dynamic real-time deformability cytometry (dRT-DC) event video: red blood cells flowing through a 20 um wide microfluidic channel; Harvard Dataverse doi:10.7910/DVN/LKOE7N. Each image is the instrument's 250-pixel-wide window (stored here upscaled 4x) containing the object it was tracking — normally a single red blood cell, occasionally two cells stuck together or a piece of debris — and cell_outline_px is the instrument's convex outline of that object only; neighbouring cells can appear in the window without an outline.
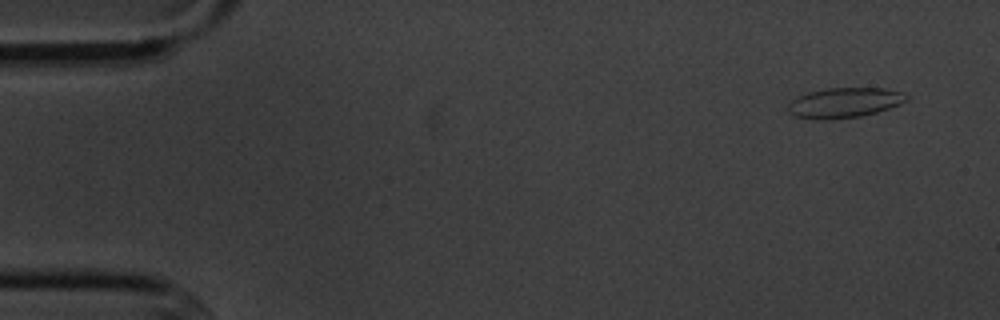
{"species": "common noctule bat (a hibernating species)", "species_latin": "Nyctalus noctula", "temperature_condition": "cold", "stored_images_in_passage": 5, "camera_frame_rate_fps": 3000, "um_per_image_px": 0.085, "animal": {"sex": "male", "body_mass_g": 20.1, "forearm_length_mm": 53.5}, "frame": {"image": 1, "passage_image": 1, "time_ms": 0.0, "image_size_px": [1000, 320], "cell_outline_px": [[908, 100], [900, 104], [876, 112], [860, 116], [828, 120], [812, 120], [796, 116], [788, 112], [788, 104], [792, 100], [808, 92], [828, 88], [884, 88], [900, 92], [908, 96]], "centroid_in_image_um": [71.75, 8.74], "position_along_channel_um": 13.3, "area_um2": 20.69}}
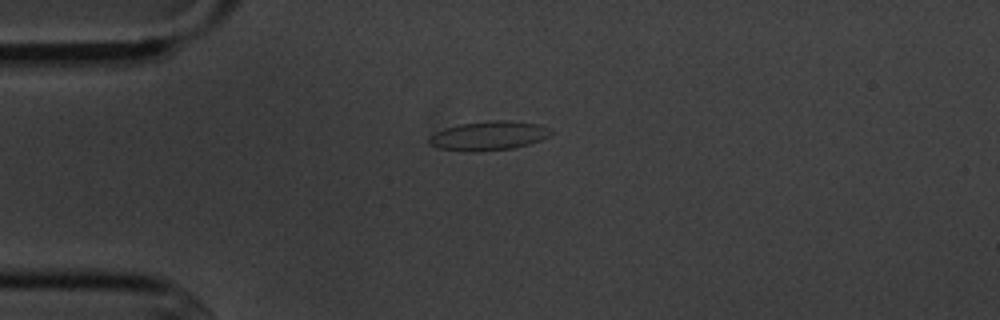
{"frame": {"image": 2, "passage_image": 4, "time_ms": 3.333, "image_size_px": [1000, 320], "cell_outline_px": [[552, 132], [548, 136], [540, 140], [528, 144], [512, 148], [476, 152], [464, 152], [436, 148], [428, 144], [428, 136], [444, 128], [460, 124], [488, 120], [512, 120], [540, 124], [552, 128]], "centroid_in_image_um": [41.5, 11.53], "position_along_channel_um": 43.5, "area_um2": 21.1}}